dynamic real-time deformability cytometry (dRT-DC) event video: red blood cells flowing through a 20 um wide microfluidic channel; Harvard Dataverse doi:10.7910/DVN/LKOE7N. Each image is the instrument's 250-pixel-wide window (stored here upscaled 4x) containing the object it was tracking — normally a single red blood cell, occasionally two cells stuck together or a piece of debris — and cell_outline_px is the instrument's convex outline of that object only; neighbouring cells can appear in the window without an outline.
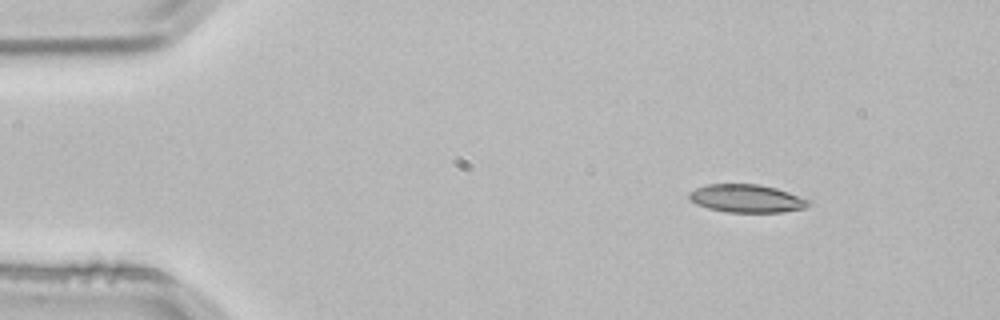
{"species": "common noctule bat (a hibernating species)", "species_latin": "Nyctalus noctula", "temperature_condition": "room temperature", "stored_images_in_passage": 2, "camera_frame_rate_fps": 3000, "um_per_image_px": 0.085, "animal": {"sex": "male", "body_mass_g": 21.5, "forearm_length_mm": 52.0}, "frame": {"image": 1, "passage_image": 1, "time_ms": 0.0, "image_size_px": [1000, 320], "cell_outline_px": [[812, 200], [804, 208], [784, 212], [728, 212], [708, 208], [696, 204], [688, 196], [688, 192], [696, 188], [708, 184], [760, 184], [776, 188]], "centroid_in_image_um": [63.47, 16.86], "position_along_channel_um": 21.5, "area_um2": 19.48}}